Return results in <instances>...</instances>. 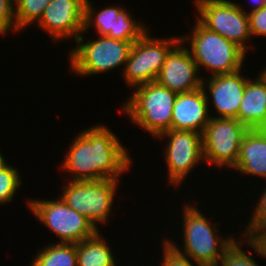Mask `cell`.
Masks as SVG:
<instances>
[{"mask_svg": "<svg viewBox=\"0 0 266 266\" xmlns=\"http://www.w3.org/2000/svg\"><path fill=\"white\" fill-rule=\"evenodd\" d=\"M181 44V46H180ZM179 42L166 56L156 81L180 94L202 87L204 78L200 73L189 49Z\"/></svg>", "mask_w": 266, "mask_h": 266, "instance_id": "cell-14", "label": "cell"}, {"mask_svg": "<svg viewBox=\"0 0 266 266\" xmlns=\"http://www.w3.org/2000/svg\"><path fill=\"white\" fill-rule=\"evenodd\" d=\"M149 35L147 31L132 44L125 67L122 69L127 86L135 88L156 81L166 56L181 42L180 37L159 39Z\"/></svg>", "mask_w": 266, "mask_h": 266, "instance_id": "cell-6", "label": "cell"}, {"mask_svg": "<svg viewBox=\"0 0 266 266\" xmlns=\"http://www.w3.org/2000/svg\"><path fill=\"white\" fill-rule=\"evenodd\" d=\"M251 37L266 36V4L253 11L247 12Z\"/></svg>", "mask_w": 266, "mask_h": 266, "instance_id": "cell-26", "label": "cell"}, {"mask_svg": "<svg viewBox=\"0 0 266 266\" xmlns=\"http://www.w3.org/2000/svg\"><path fill=\"white\" fill-rule=\"evenodd\" d=\"M80 35L75 43L77 47L69 53L70 71L77 75L91 76L114 70L126 64L132 44L135 41H123L101 36L97 40L85 43Z\"/></svg>", "mask_w": 266, "mask_h": 266, "instance_id": "cell-5", "label": "cell"}, {"mask_svg": "<svg viewBox=\"0 0 266 266\" xmlns=\"http://www.w3.org/2000/svg\"><path fill=\"white\" fill-rule=\"evenodd\" d=\"M192 33L180 37L189 49L198 71L204 67L212 76L230 74L242 69L246 53L233 42L204 27L197 19ZM191 49V50H190Z\"/></svg>", "mask_w": 266, "mask_h": 266, "instance_id": "cell-4", "label": "cell"}, {"mask_svg": "<svg viewBox=\"0 0 266 266\" xmlns=\"http://www.w3.org/2000/svg\"><path fill=\"white\" fill-rule=\"evenodd\" d=\"M247 229V230H246ZM241 236L255 254L266 257V224H248ZM245 235V236H244ZM246 239V240H245Z\"/></svg>", "mask_w": 266, "mask_h": 266, "instance_id": "cell-24", "label": "cell"}, {"mask_svg": "<svg viewBox=\"0 0 266 266\" xmlns=\"http://www.w3.org/2000/svg\"><path fill=\"white\" fill-rule=\"evenodd\" d=\"M241 70L230 74L211 75L210 79L206 80L207 82L202 81L207 99L208 101L210 98L212 99L210 102L213 103L216 114L219 115L217 117L237 119L246 83L249 79L242 75ZM207 88L211 97H208Z\"/></svg>", "mask_w": 266, "mask_h": 266, "instance_id": "cell-15", "label": "cell"}, {"mask_svg": "<svg viewBox=\"0 0 266 266\" xmlns=\"http://www.w3.org/2000/svg\"><path fill=\"white\" fill-rule=\"evenodd\" d=\"M8 165L3 155L0 153V171Z\"/></svg>", "mask_w": 266, "mask_h": 266, "instance_id": "cell-30", "label": "cell"}, {"mask_svg": "<svg viewBox=\"0 0 266 266\" xmlns=\"http://www.w3.org/2000/svg\"><path fill=\"white\" fill-rule=\"evenodd\" d=\"M164 137L169 138L163 152L169 172L168 181L171 185L178 186L198 163L204 162L202 134L171 129L156 138Z\"/></svg>", "mask_w": 266, "mask_h": 266, "instance_id": "cell-11", "label": "cell"}, {"mask_svg": "<svg viewBox=\"0 0 266 266\" xmlns=\"http://www.w3.org/2000/svg\"><path fill=\"white\" fill-rule=\"evenodd\" d=\"M9 30L19 31L16 26L14 0H0V35Z\"/></svg>", "mask_w": 266, "mask_h": 266, "instance_id": "cell-25", "label": "cell"}, {"mask_svg": "<svg viewBox=\"0 0 266 266\" xmlns=\"http://www.w3.org/2000/svg\"><path fill=\"white\" fill-rule=\"evenodd\" d=\"M251 1H252L253 5H252V9L250 11L260 9L266 4V0H251Z\"/></svg>", "mask_w": 266, "mask_h": 266, "instance_id": "cell-29", "label": "cell"}, {"mask_svg": "<svg viewBox=\"0 0 266 266\" xmlns=\"http://www.w3.org/2000/svg\"><path fill=\"white\" fill-rule=\"evenodd\" d=\"M197 20L240 47L245 53L251 39L248 15L241 5L230 0H194ZM248 40V42L246 41Z\"/></svg>", "mask_w": 266, "mask_h": 266, "instance_id": "cell-9", "label": "cell"}, {"mask_svg": "<svg viewBox=\"0 0 266 266\" xmlns=\"http://www.w3.org/2000/svg\"><path fill=\"white\" fill-rule=\"evenodd\" d=\"M248 130L237 119L211 116L202 132L204 162L220 169L224 166L232 168L238 160L240 145Z\"/></svg>", "mask_w": 266, "mask_h": 266, "instance_id": "cell-10", "label": "cell"}, {"mask_svg": "<svg viewBox=\"0 0 266 266\" xmlns=\"http://www.w3.org/2000/svg\"><path fill=\"white\" fill-rule=\"evenodd\" d=\"M99 232L77 243V266H117L111 247Z\"/></svg>", "mask_w": 266, "mask_h": 266, "instance_id": "cell-19", "label": "cell"}, {"mask_svg": "<svg viewBox=\"0 0 266 266\" xmlns=\"http://www.w3.org/2000/svg\"><path fill=\"white\" fill-rule=\"evenodd\" d=\"M18 168L8 164L0 171V204L11 202L22 185Z\"/></svg>", "mask_w": 266, "mask_h": 266, "instance_id": "cell-22", "label": "cell"}, {"mask_svg": "<svg viewBox=\"0 0 266 266\" xmlns=\"http://www.w3.org/2000/svg\"><path fill=\"white\" fill-rule=\"evenodd\" d=\"M51 0H14L15 19L18 30L36 24Z\"/></svg>", "mask_w": 266, "mask_h": 266, "instance_id": "cell-21", "label": "cell"}, {"mask_svg": "<svg viewBox=\"0 0 266 266\" xmlns=\"http://www.w3.org/2000/svg\"><path fill=\"white\" fill-rule=\"evenodd\" d=\"M34 258L30 266H77V243H53Z\"/></svg>", "mask_w": 266, "mask_h": 266, "instance_id": "cell-20", "label": "cell"}, {"mask_svg": "<svg viewBox=\"0 0 266 266\" xmlns=\"http://www.w3.org/2000/svg\"><path fill=\"white\" fill-rule=\"evenodd\" d=\"M261 193L248 224H266V188Z\"/></svg>", "mask_w": 266, "mask_h": 266, "instance_id": "cell-28", "label": "cell"}, {"mask_svg": "<svg viewBox=\"0 0 266 266\" xmlns=\"http://www.w3.org/2000/svg\"><path fill=\"white\" fill-rule=\"evenodd\" d=\"M242 241L234 240V242L224 251L221 259L216 266H260L250 257L251 254L242 250Z\"/></svg>", "mask_w": 266, "mask_h": 266, "instance_id": "cell-23", "label": "cell"}, {"mask_svg": "<svg viewBox=\"0 0 266 266\" xmlns=\"http://www.w3.org/2000/svg\"><path fill=\"white\" fill-rule=\"evenodd\" d=\"M122 106L132 123L157 137L171 130L172 111L177 93L157 81L139 85Z\"/></svg>", "mask_w": 266, "mask_h": 266, "instance_id": "cell-3", "label": "cell"}, {"mask_svg": "<svg viewBox=\"0 0 266 266\" xmlns=\"http://www.w3.org/2000/svg\"><path fill=\"white\" fill-rule=\"evenodd\" d=\"M86 0H51L44 9L37 26L47 32L52 41L71 39L83 33Z\"/></svg>", "mask_w": 266, "mask_h": 266, "instance_id": "cell-13", "label": "cell"}, {"mask_svg": "<svg viewBox=\"0 0 266 266\" xmlns=\"http://www.w3.org/2000/svg\"><path fill=\"white\" fill-rule=\"evenodd\" d=\"M91 3L90 0L85 1L83 33L88 32L92 25L98 35L123 41H136L148 31L145 24L133 19L130 12L120 6L107 7L94 13L96 10Z\"/></svg>", "mask_w": 266, "mask_h": 266, "instance_id": "cell-12", "label": "cell"}, {"mask_svg": "<svg viewBox=\"0 0 266 266\" xmlns=\"http://www.w3.org/2000/svg\"><path fill=\"white\" fill-rule=\"evenodd\" d=\"M163 243V262L161 266H194L193 260L174 250L165 240ZM196 266V265H195ZM197 266H202L197 264Z\"/></svg>", "mask_w": 266, "mask_h": 266, "instance_id": "cell-27", "label": "cell"}, {"mask_svg": "<svg viewBox=\"0 0 266 266\" xmlns=\"http://www.w3.org/2000/svg\"><path fill=\"white\" fill-rule=\"evenodd\" d=\"M243 175L266 179V129H249L244 135L236 164L232 167Z\"/></svg>", "mask_w": 266, "mask_h": 266, "instance_id": "cell-18", "label": "cell"}, {"mask_svg": "<svg viewBox=\"0 0 266 266\" xmlns=\"http://www.w3.org/2000/svg\"><path fill=\"white\" fill-rule=\"evenodd\" d=\"M209 103L203 87L177 94L172 111L171 129L202 134L211 118Z\"/></svg>", "mask_w": 266, "mask_h": 266, "instance_id": "cell-16", "label": "cell"}, {"mask_svg": "<svg viewBox=\"0 0 266 266\" xmlns=\"http://www.w3.org/2000/svg\"><path fill=\"white\" fill-rule=\"evenodd\" d=\"M61 163L70 181H97L119 180L132 160L117 135L101 124L80 132Z\"/></svg>", "mask_w": 266, "mask_h": 266, "instance_id": "cell-1", "label": "cell"}, {"mask_svg": "<svg viewBox=\"0 0 266 266\" xmlns=\"http://www.w3.org/2000/svg\"><path fill=\"white\" fill-rule=\"evenodd\" d=\"M30 212L63 243H79L94 236L99 229L83 215L58 200L32 199L26 201Z\"/></svg>", "mask_w": 266, "mask_h": 266, "instance_id": "cell-7", "label": "cell"}, {"mask_svg": "<svg viewBox=\"0 0 266 266\" xmlns=\"http://www.w3.org/2000/svg\"><path fill=\"white\" fill-rule=\"evenodd\" d=\"M119 180L70 181L62 191L64 202L86 217L95 228L96 223L107 222L113 208Z\"/></svg>", "mask_w": 266, "mask_h": 266, "instance_id": "cell-8", "label": "cell"}, {"mask_svg": "<svg viewBox=\"0 0 266 266\" xmlns=\"http://www.w3.org/2000/svg\"><path fill=\"white\" fill-rule=\"evenodd\" d=\"M183 210L184 251L175 242L168 239L165 241L180 254L194 260L196 265L216 266L235 239L232 236L221 238L219 231L196 206L186 203Z\"/></svg>", "mask_w": 266, "mask_h": 266, "instance_id": "cell-2", "label": "cell"}, {"mask_svg": "<svg viewBox=\"0 0 266 266\" xmlns=\"http://www.w3.org/2000/svg\"><path fill=\"white\" fill-rule=\"evenodd\" d=\"M259 74L247 80L238 111L237 120L248 129H266V73Z\"/></svg>", "mask_w": 266, "mask_h": 266, "instance_id": "cell-17", "label": "cell"}]
</instances>
